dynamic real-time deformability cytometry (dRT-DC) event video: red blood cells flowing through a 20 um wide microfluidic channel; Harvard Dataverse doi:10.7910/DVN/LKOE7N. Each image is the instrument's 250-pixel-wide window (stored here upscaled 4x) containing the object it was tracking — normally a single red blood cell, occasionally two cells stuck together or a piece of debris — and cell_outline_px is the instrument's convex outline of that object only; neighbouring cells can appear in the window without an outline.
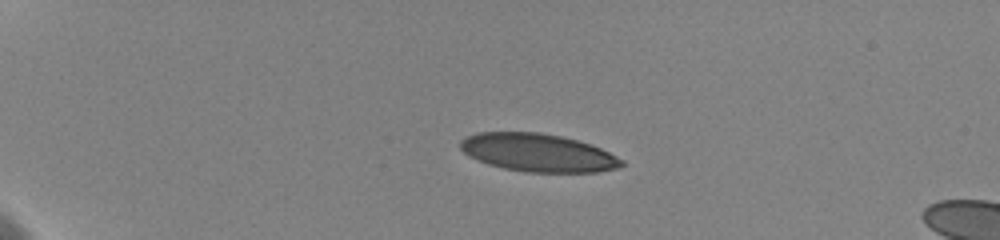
{"species": "human", "species_latin": "Homo sapiens", "temperature_condition": "cold", "stored_images_in_passage": 19, "camera_frame_rate_fps": 3000, "um_per_image_px": 0.085, "donor": {"sex": "female"}, "frame": {"image": 1, "passage_image": 9, "time_ms": 4.333, "image_size_px": [1000, 240], "cell_outline_px": [[624, 164], [620, 168], [596, 172], [524, 172], [504, 168], [488, 164], [476, 160], [468, 156], [460, 148], [460, 140], [468, 136], [480, 132], [540, 132], [560, 136], [592, 144], [624, 160]], "centroid_in_image_um": [45.73, 12.98], "position_along_channel_um": 39.3, "area_um2": 35.78}}